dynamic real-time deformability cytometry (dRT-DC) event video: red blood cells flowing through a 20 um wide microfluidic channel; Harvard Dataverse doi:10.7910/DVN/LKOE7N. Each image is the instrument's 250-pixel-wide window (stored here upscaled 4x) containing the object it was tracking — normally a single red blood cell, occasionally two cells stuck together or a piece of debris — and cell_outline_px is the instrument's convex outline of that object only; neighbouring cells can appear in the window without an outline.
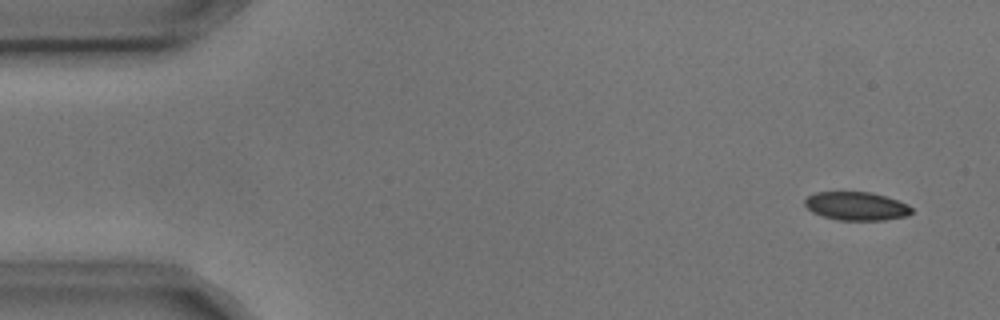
{"species": "common noctule bat (a hibernating species)", "species_latin": "Nyctalus noctula", "temperature_condition": "cold", "stored_images_in_passage": 4, "camera_frame_rate_fps": 3000, "um_per_image_px": 0.085, "animal": {"sex": "male", "body_mass_g": 17.9, "forearm_length_mm": 54.2}, "frame": {"image": 1, "passage_image": 1, "time_ms": 0.0, "image_size_px": [1000, 320], "cell_outline_px": [[912, 212], [908, 216], [884, 220], [836, 220], [812, 212], [804, 204], [804, 200], [808, 196], [816, 192], [868, 192], [884, 196], [908, 204], [912, 208]], "centroid_in_image_um": [72.79, 17.52], "position_along_channel_um": 12.2, "area_um2": 17.63}}
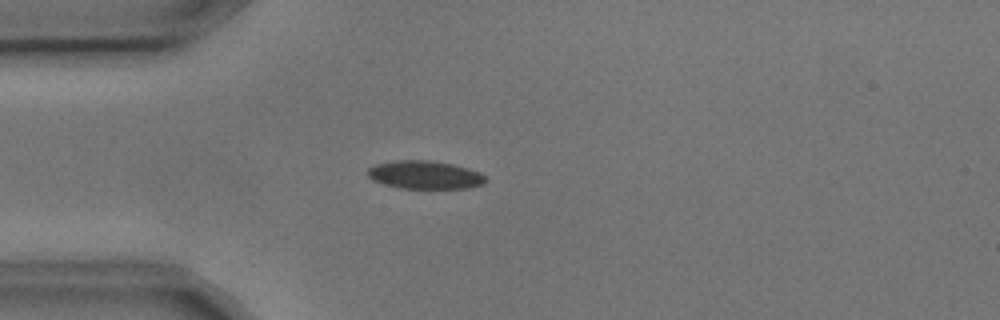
{"frame": {"image": 2, "passage_image": 3, "time_ms": 0.667, "image_size_px": [1000, 320], "cell_outline_px": [[488, 180], [484, 184], [468, 188], [400, 188], [384, 184], [372, 180], [368, 176], [368, 168], [376, 164], [396, 160], [428, 160], [452, 164], [468, 168], [480, 172]], "centroid_in_image_um": [36.13, 14.86], "position_along_channel_um": 48.9, "area_um2": 19.36}}